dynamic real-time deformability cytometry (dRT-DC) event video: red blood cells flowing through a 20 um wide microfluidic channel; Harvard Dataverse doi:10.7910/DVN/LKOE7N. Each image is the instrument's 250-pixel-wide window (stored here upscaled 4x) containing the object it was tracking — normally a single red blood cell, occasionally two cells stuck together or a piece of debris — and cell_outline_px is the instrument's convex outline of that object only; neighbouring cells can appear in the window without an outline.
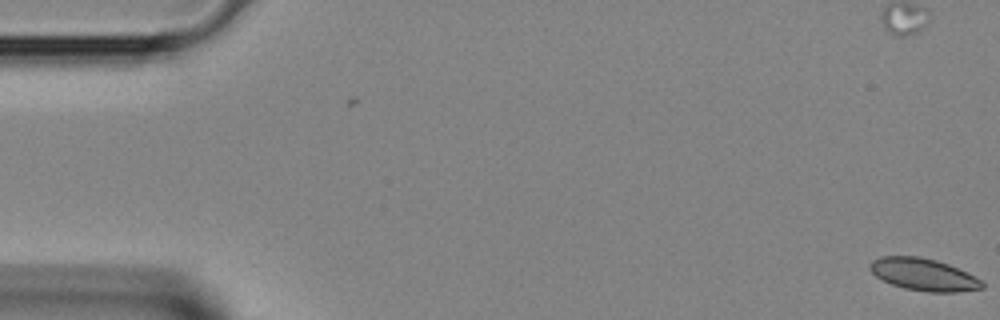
{"species": "Egyptian fruit bat (a non-hibernating species)", "species_latin": "Rousettus aegyptiacus", "temperature_condition": "room temperature", "stored_images_in_passage": 3, "camera_frame_rate_fps": 3000, "um_per_image_px": 0.085, "animal": {"sex": "female"}, "frame": {"image": 1, "passage_image": 1, "time_ms": 0.0, "image_size_px": [1000, 320], "cell_outline_px": [[984, 288], [956, 292], [928, 292], [904, 288], [892, 284], [876, 276], [868, 268], [868, 264], [872, 260], [880, 256], [920, 256], [936, 260], [948, 264], [980, 280], [984, 284]], "centroid_in_image_um": [78.45, 23.33], "position_along_channel_um": 6.6, "area_um2": 20.87}}
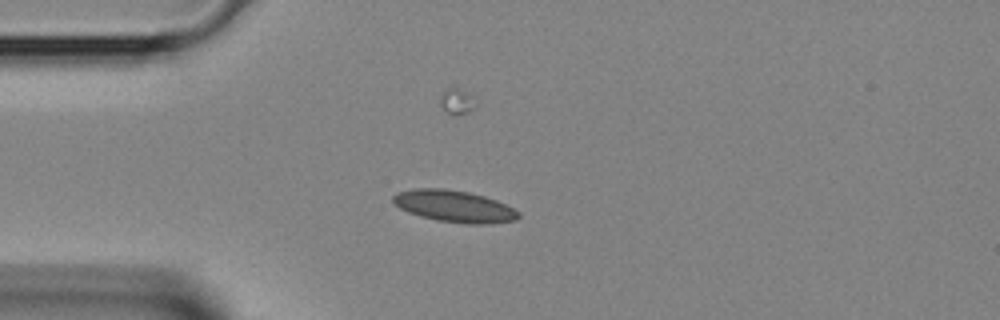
{"frame": {"image": 2, "passage_image": 3, "time_ms": 0.667, "image_size_px": [1000, 320], "cell_outline_px": [[520, 216], [516, 220], [488, 224], [464, 224], [436, 220], [420, 216], [408, 212], [400, 208], [392, 200], [392, 196], [396, 192], [412, 188], [444, 188], [468, 192], [484, 196], [496, 200], [520, 212]], "centroid_in_image_um": [38.59, 17.53], "position_along_channel_um": 46.4, "area_um2": 23.35}}